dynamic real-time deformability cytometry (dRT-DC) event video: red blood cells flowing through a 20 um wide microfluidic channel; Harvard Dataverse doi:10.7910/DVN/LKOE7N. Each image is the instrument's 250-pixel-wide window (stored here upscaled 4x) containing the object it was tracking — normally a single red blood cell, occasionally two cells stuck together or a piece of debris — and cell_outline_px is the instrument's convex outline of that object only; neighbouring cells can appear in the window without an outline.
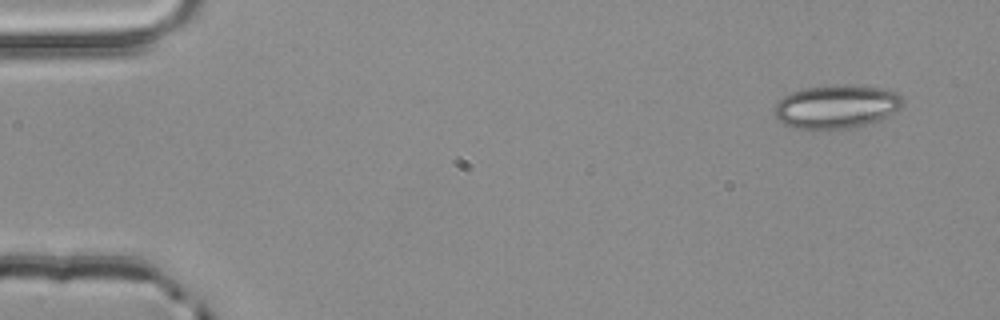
{"species": "common noctule bat (a hibernating species)", "species_latin": "Nyctalus noctula", "temperature_condition": "room temperature", "stored_images_in_passage": 4, "camera_frame_rate_fps": 3000, "um_per_image_px": 0.085, "animal": {"sex": "male", "body_mass_g": 20.4}, "frame": {"image": 1, "passage_image": 1, "time_ms": 0.0, "image_size_px": [1000, 320], "cell_outline_px": [[904, 104], [888, 120], [856, 128], [796, 128], [784, 124], [776, 120], [776, 104], [784, 96], [792, 92], [808, 88], [848, 84], [884, 88], [896, 92], [904, 100]], "centroid_in_image_um": [71.22, 9.08], "position_along_channel_um": 13.8, "area_um2": 32.89}}